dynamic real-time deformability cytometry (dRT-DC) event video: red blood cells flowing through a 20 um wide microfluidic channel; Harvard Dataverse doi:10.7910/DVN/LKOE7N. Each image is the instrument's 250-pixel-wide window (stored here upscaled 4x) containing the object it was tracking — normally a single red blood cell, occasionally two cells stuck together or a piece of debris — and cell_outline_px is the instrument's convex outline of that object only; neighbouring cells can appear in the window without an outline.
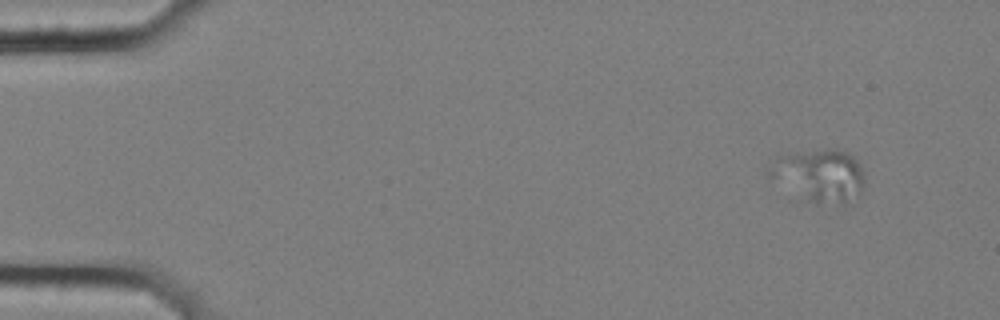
{"species": "common noctule bat (a hibernating species)", "species_latin": "Nyctalus noctula", "temperature_condition": "cold", "stored_images_in_passage": 5, "camera_frame_rate_fps": 3000, "um_per_image_px": 0.085, "animal": {"sex": "female", "body_mass_g": 25.1}, "frame": {"image": 1, "passage_image": 2, "time_ms": 0.333, "image_size_px": [1000, 320], "cell_outline_px": [[864, 184], [860, 192], [844, 204], [816, 204], [808, 200], [788, 160], [788, 156], [828, 148], [836, 148], [848, 152], [856, 160], [864, 176]], "centroid_in_image_um": [70.38, 14.92], "position_along_channel_um": 14.6, "area_um2": 23.06}}
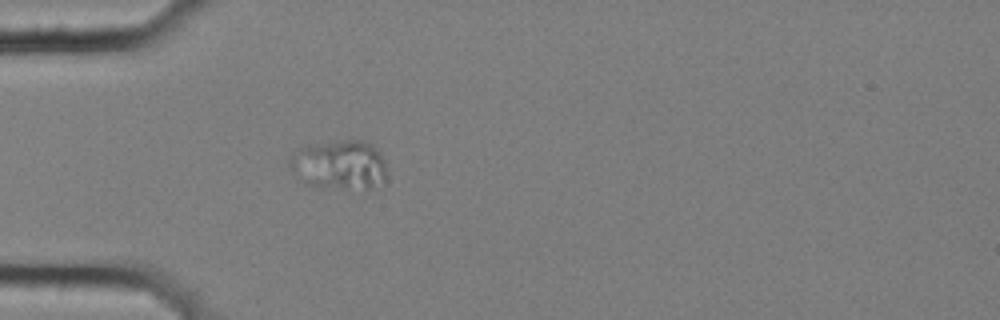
{"frame": {"image": 2, "passage_image": 5, "time_ms": 1.333, "image_size_px": [1000, 320], "cell_outline_px": [[384, 180], [368, 188], [316, 188], [300, 180], [288, 164], [288, 156], [296, 148], [316, 144], [344, 140], [364, 140], [372, 144], [380, 152], [384, 160]], "centroid_in_image_um": [28.78, 13.99], "position_along_channel_um": 56.2, "area_um2": 27.98}}